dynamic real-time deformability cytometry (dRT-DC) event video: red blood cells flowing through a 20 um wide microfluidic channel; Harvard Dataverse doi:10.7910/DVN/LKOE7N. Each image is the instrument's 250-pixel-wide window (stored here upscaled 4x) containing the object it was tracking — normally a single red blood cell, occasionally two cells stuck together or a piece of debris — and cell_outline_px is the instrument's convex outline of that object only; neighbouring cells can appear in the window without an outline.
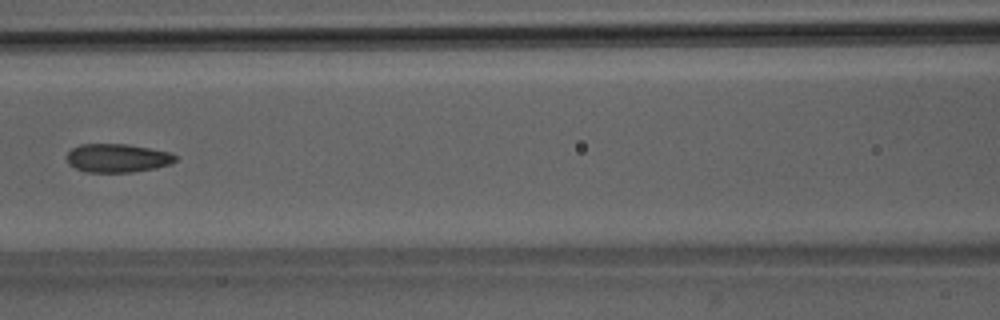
{"species": "Egyptian fruit bat (a non-hibernating species)", "species_latin": "Rousettus aegyptiacus", "temperature_condition": "room temperature", "stored_images_in_passage": 8, "camera_frame_rate_fps": 3000, "um_per_image_px": 0.085, "animal": {"sex": "male"}, "frame": {"image": 1, "passage_image": 7, "time_ms": 7.667, "image_size_px": [1000, 320], "cell_outline_px": [[176, 160], [168, 164], [156, 168], [132, 172], [84, 172], [68, 164], [68, 152], [72, 148], [80, 144], [128, 144], [168, 152], [176, 156]], "centroid_in_image_um": [9.95, 13.44], "position_along_channel_um": 156.7, "area_um2": 17.92}}